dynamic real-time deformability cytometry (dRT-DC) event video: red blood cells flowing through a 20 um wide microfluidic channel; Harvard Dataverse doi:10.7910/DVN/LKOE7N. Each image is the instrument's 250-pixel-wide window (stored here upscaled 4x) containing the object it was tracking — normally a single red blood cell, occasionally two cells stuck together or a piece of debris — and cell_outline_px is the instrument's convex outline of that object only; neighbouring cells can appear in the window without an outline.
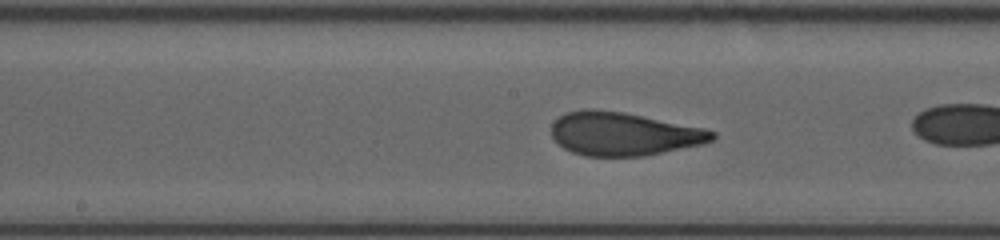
{"species": "human", "species_latin": "Homo sapiens", "temperature_condition": "room temperature", "stored_images_in_passage": 34, "camera_frame_rate_fps": 3000, "um_per_image_px": 0.085, "donor": {"sex": "female"}, "frame": {"image": 1, "passage_image": 20, "time_ms": 6.333, "image_size_px": [1000, 240], "cell_outline_px": [[716, 136], [712, 140], [704, 144], [644, 156], [584, 156], [572, 152], [564, 148], [552, 136], [552, 124], [564, 112], [584, 108], [592, 108], [624, 112], [704, 128], [716, 132]], "centroid_in_image_um": [53.0, 11.37], "position_along_channel_um": 195.2, "area_um2": 40.75}}